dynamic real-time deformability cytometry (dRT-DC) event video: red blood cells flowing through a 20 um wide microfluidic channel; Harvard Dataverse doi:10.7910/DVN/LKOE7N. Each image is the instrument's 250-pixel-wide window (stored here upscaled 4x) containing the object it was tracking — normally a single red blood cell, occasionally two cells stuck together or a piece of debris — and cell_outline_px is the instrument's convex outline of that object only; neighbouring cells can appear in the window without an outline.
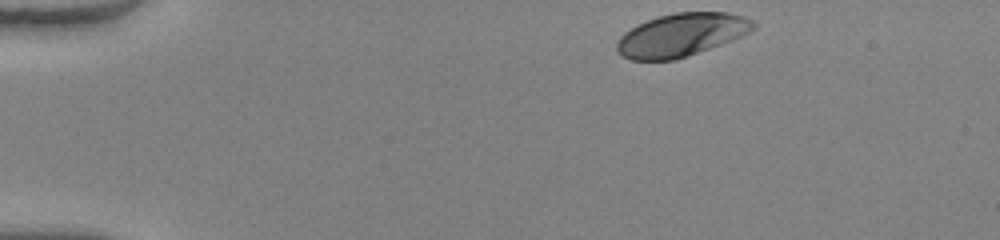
{"species": "human", "species_latin": "Homo sapiens", "temperature_condition": "warm", "stored_images_in_passage": 40, "camera_frame_rate_fps": 3000, "um_per_image_px": 0.085, "donor": {"sex": "female"}, "frame": {"image": 1, "passage_image": 1, "time_ms": 0.0, "image_size_px": [1000, 240], "cell_outline_px": [[756, 28], [732, 40], [688, 56], [676, 60], [632, 60], [624, 56], [616, 48], [616, 44], [620, 36], [624, 32], [636, 24], [660, 16], [676, 12], [728, 12], [744, 16], [752, 20], [756, 24]], "centroid_in_image_um": [57.92, 2.96], "position_along_channel_um": 27.1, "area_um2": 34.16}}
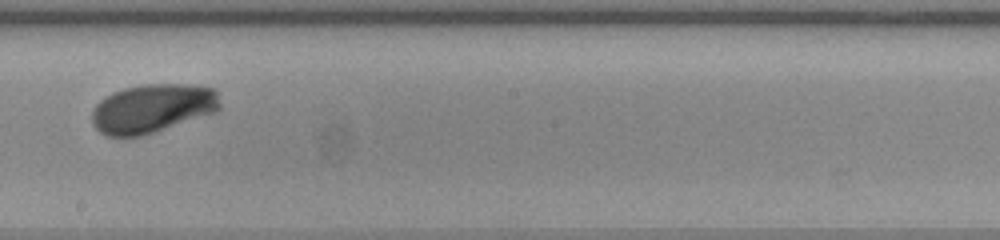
{"frame": {"image": 2, "passage_image": 23, "time_ms": 7.333, "image_size_px": [1000, 240], "cell_outline_px": [[220, 108], [216, 112], [156, 132], [140, 136], [104, 136], [92, 124], [92, 108], [104, 96], [112, 92], [124, 88], [140, 84], [188, 84], [216, 88], [220, 104]], "centroid_in_image_um": [12.95, 9.21], "position_along_channel_um": 235.3, "area_um2": 36.88}}
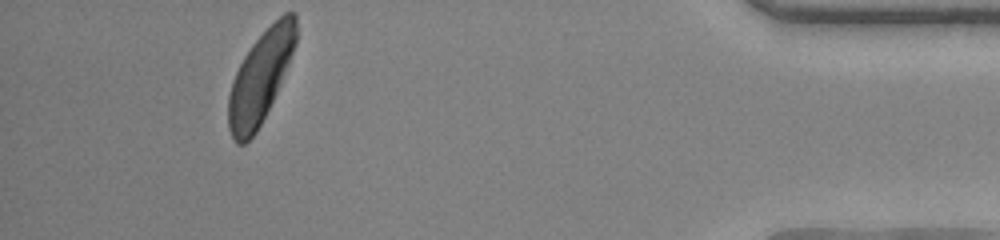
{"frame": {"image": 3, "passage_image": 40, "time_ms": 13.0, "image_size_px": [1000, 240], "cell_outline_px": [[296, 44], [288, 64], [276, 92], [256, 132], [244, 144], [236, 144], [228, 128], [228, 96], [232, 80], [244, 56], [252, 44], [284, 12], [296, 12]], "centroid_in_image_um": [22.12, 6.57], "position_along_channel_um": 413.1, "area_um2": 35.37}, "authors_computed_cell_mechanics": {"area_um2": 36.0383, "velocity_mm_per_s": 4.0592, "shape_relaxation_time_tau1_ms": 1.9558, "shape_relaxation_time_tau2_ms": null, "deformation_change_tau1": 0.1528, "deformation_change_tau2": null}}